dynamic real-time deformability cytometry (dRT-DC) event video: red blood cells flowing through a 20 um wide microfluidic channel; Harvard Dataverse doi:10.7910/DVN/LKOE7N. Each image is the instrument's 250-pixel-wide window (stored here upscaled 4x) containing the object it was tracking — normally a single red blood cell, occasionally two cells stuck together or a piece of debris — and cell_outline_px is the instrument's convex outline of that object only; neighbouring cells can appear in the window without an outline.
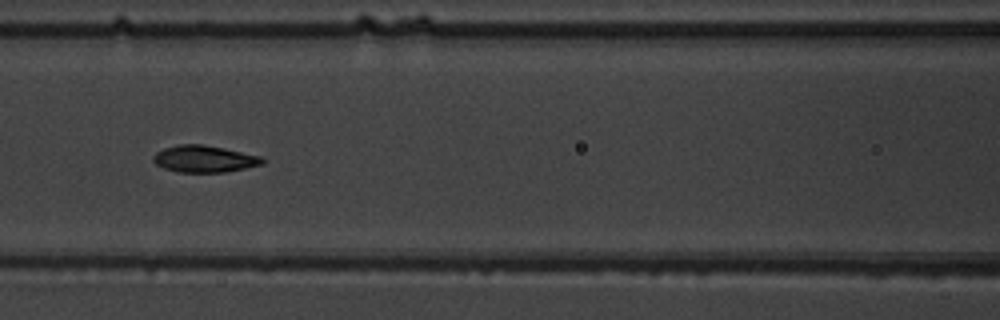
{"species": "common noctule bat (a hibernating species)", "species_latin": "Nyctalus noctula", "temperature_condition": "warm", "stored_images_in_passage": 9, "segment_of_instrument_passage": [1, 2], "camera_frame_rate_fps": 3000, "um_per_image_px": 0.085, "animal": {"sex": "male", "body_mass_g": 19.5, "forearm_length_mm": 54.6}, "frame": {"image": 1, "passage_image": 6, "time_ms": 6.667, "image_size_px": [1000, 320], "cell_outline_px": [[264, 164], [224, 172], [176, 172], [164, 168], [156, 164], [152, 160], [152, 156], [156, 152], [164, 148], [180, 144], [204, 144], [224, 148], [260, 156], [264, 160]], "centroid_in_image_um": [17.33, 13.5], "position_along_channel_um": 149.3, "area_um2": 17.05}}
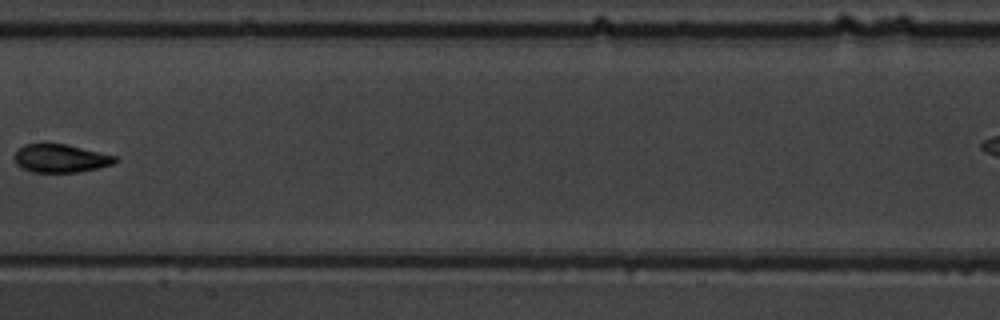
{"frame": {"image": 2, "passage_image": 7, "time_ms": 8.0, "image_size_px": [1000, 320], "cell_outline_px": [[120, 160], [112, 164], [96, 168], [76, 172], [32, 172], [16, 164], [12, 156], [24, 144], [44, 140], [48, 140], [116, 156]], "centroid_in_image_um": [5.08, 13.41], "position_along_channel_um": 202.3, "area_um2": 16.99}}
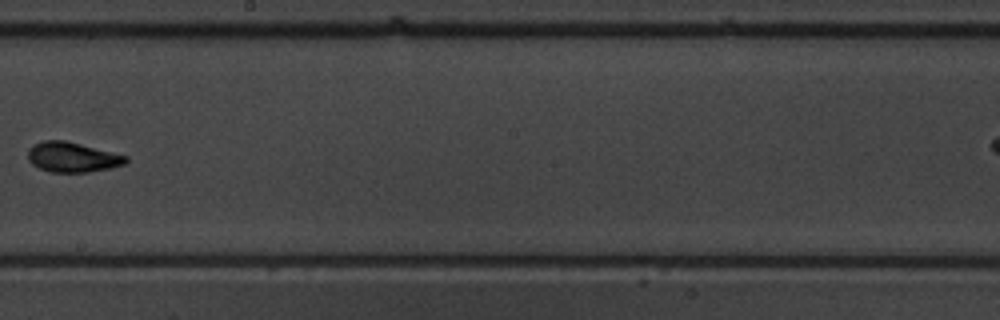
{"frame": {"image": 3, "passage_image": 8, "time_ms": 9.0, "image_size_px": [1000, 320], "cell_outline_px": [[128, 160], [124, 164], [108, 168], [88, 172], [52, 172], [40, 168], [32, 164], [28, 160], [28, 148], [44, 140], [64, 140], [128, 156]], "centroid_in_image_um": [6.13, 13.36], "position_along_channel_um": 242.1, "area_um2": 16.88}}